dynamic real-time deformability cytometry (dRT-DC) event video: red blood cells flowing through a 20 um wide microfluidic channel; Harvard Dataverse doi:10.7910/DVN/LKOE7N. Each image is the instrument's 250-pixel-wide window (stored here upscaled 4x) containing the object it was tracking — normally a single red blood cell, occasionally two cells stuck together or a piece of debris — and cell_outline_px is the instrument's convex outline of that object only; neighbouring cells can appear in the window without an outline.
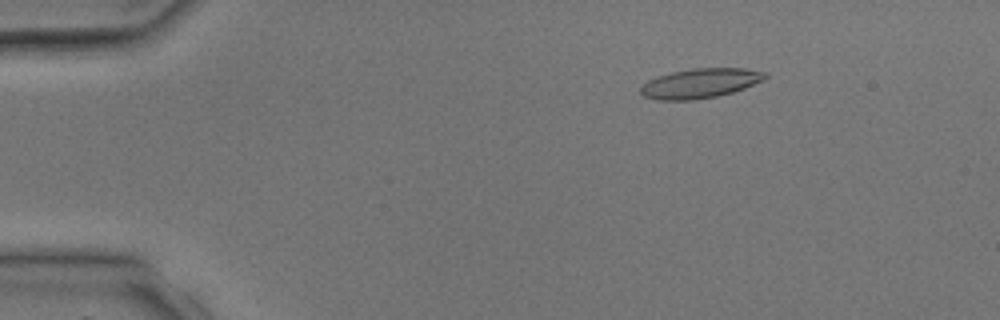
{"species": "common noctule bat (a hibernating species)", "species_latin": "Nyctalus noctula", "temperature_condition": "room temperature", "stored_images_in_passage": 5, "camera_frame_rate_fps": 3000, "um_per_image_px": 0.085, "animal": {"sex": "male", "body_mass_g": 17.9, "forearm_length_mm": 54.2}, "frame": {"image": 1, "passage_image": 3, "time_ms": 2.0, "image_size_px": [1000, 320], "cell_outline_px": [[768, 76], [764, 80], [744, 88], [732, 92], [716, 96], [692, 100], [656, 100], [644, 96], [640, 92], [640, 88], [648, 80], [656, 76], [672, 72], [692, 68], [744, 68], [764, 72]], "centroid_in_image_um": [59.5, 7.08], "position_along_channel_um": 25.5, "area_um2": 21.44}}
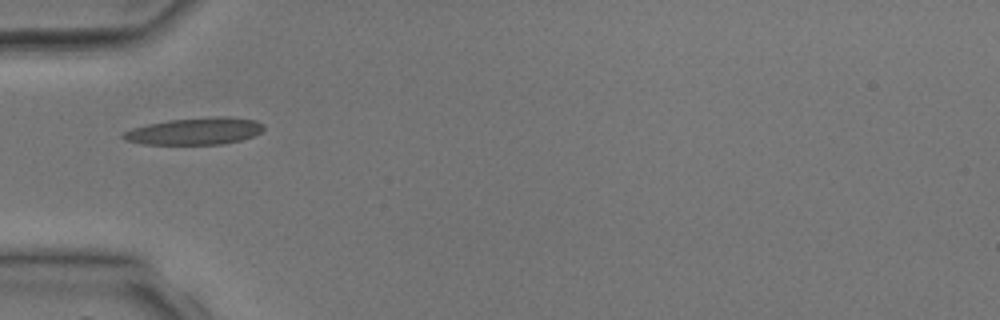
{"frame": {"image": 2, "passage_image": 5, "time_ms": 4.333, "image_size_px": [1000, 320], "cell_outline_px": [[264, 128], [260, 132], [252, 136], [240, 140], [220, 144], [144, 144], [124, 140], [120, 136], [124, 132], [132, 128], [148, 124], [168, 120], [216, 116], [228, 116], [256, 120], [264, 124]], "centroid_in_image_um": [16.56, 11.14], "position_along_channel_um": 68.4, "area_um2": 22.08}}